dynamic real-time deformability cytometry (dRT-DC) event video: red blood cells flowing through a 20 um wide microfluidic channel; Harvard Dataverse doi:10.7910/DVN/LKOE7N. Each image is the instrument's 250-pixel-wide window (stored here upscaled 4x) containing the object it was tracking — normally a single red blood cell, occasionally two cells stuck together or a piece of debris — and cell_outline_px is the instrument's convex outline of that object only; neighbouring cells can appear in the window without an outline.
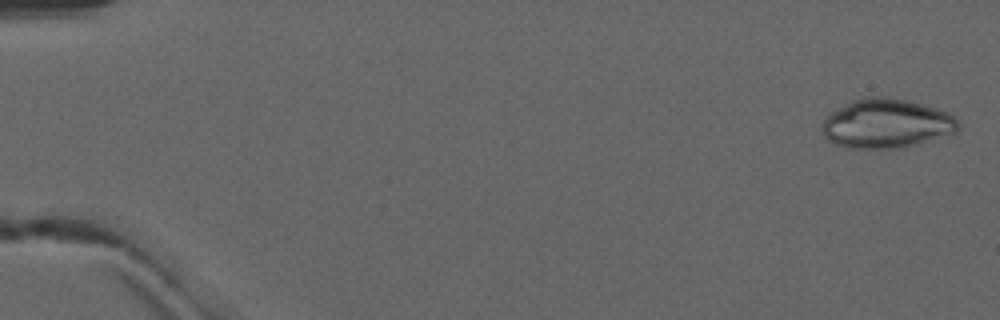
{"species": "common noctule bat (a hibernating species)", "species_latin": "Nyctalus noctula", "temperature_condition": "warm", "stored_images_in_passage": 50, "camera_frame_rate_fps": 3000, "um_per_image_px": 0.085, "animal": {"sex": "male", "forearm_length_mm": 52.5}, "frame": {"image": 1, "passage_image": 2, "time_ms": 0.333, "image_size_px": [1000, 320], "cell_outline_px": [[960, 128], [956, 132], [920, 144], [896, 148], [848, 148], [836, 144], [828, 140], [824, 136], [824, 120], [828, 112], [852, 100], [868, 96], [884, 96], [908, 100], [936, 108], [948, 112], [960, 124]], "centroid_in_image_um": [75.35, 10.49], "position_along_channel_um": 9.6, "area_um2": 39.19}}
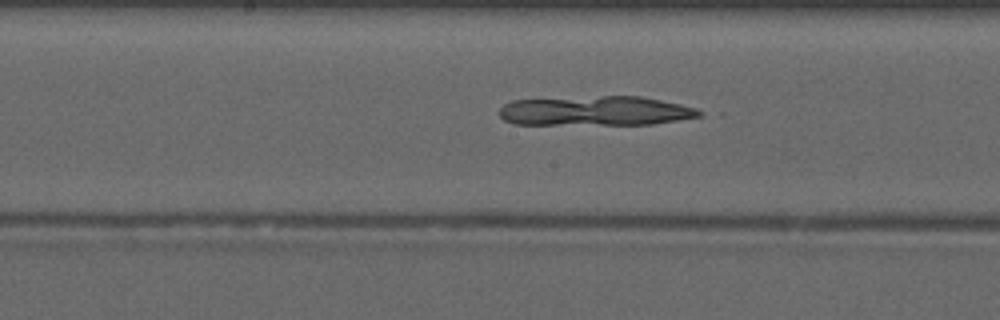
{"frame": {"image": 2, "passage_image": 27, "time_ms": 8.667, "image_size_px": [1000, 320], "cell_outline_px": [[704, 112], [700, 116], [652, 124], [512, 124], [504, 120], [500, 116], [500, 108], [504, 104], [512, 100], [600, 96], [640, 96], [680, 104], [696, 108]], "centroid_in_image_um": [50.6, 9.42], "position_along_channel_um": 197.6, "area_um2": 34.28}}
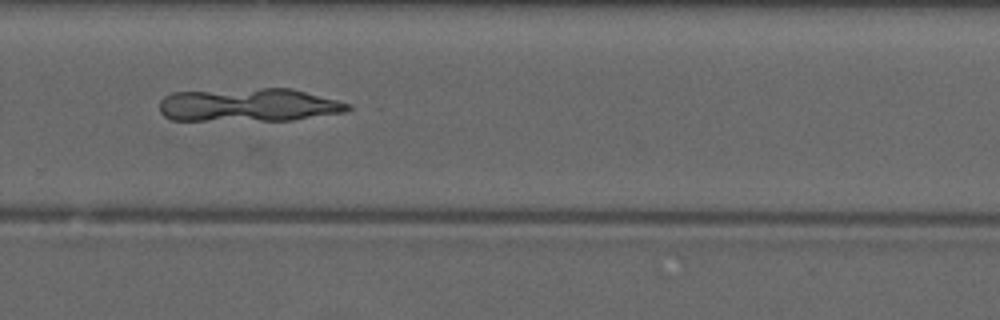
{"frame": {"image": 3, "passage_image": 35, "time_ms": 11.333, "image_size_px": [1000, 320], "cell_outline_px": [[352, 108], [348, 112], [292, 120], [172, 120], [164, 116], [160, 112], [160, 100], [164, 96], [172, 92], [260, 88], [292, 88], [336, 100], [348, 104]], "centroid_in_image_um": [21.13, 8.92], "position_along_channel_um": 308.7, "area_um2": 36.65}}